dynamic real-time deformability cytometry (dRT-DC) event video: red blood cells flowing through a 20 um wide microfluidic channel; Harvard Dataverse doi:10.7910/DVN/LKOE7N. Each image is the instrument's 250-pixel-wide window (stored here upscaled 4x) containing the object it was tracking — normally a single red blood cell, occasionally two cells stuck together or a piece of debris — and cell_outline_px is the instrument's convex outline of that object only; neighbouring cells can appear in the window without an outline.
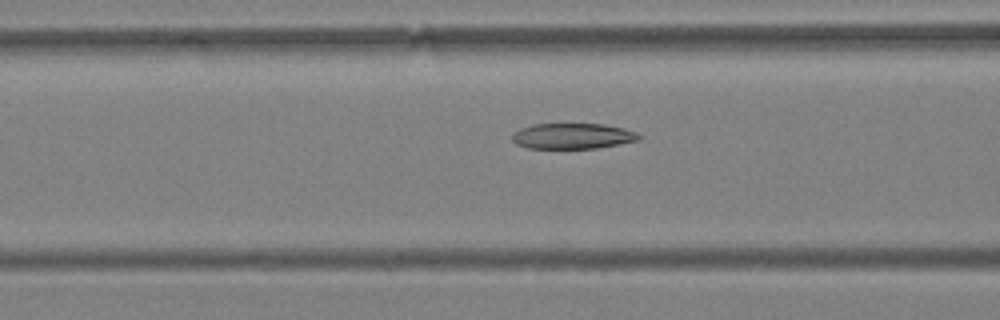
{"species": "Egyptian fruit bat (a non-hibernating species)", "species_latin": "Rousettus aegyptiacus", "temperature_condition": "warm", "stored_images_in_passage": 58, "camera_frame_rate_fps": 3000, "um_per_image_px": 0.085, "animal": {"sex": "female"}, "frame": {"image": 1, "passage_image": 24, "time_ms": 7.667, "image_size_px": [1000, 320], "cell_outline_px": [[640, 140], [596, 148], [528, 148], [516, 144], [512, 140], [512, 132], [520, 128], [532, 124], [604, 124], [624, 128], [636, 132], [640, 136]], "centroid_in_image_um": [48.64, 11.56], "position_along_channel_um": 118.0, "area_um2": 18.96}}
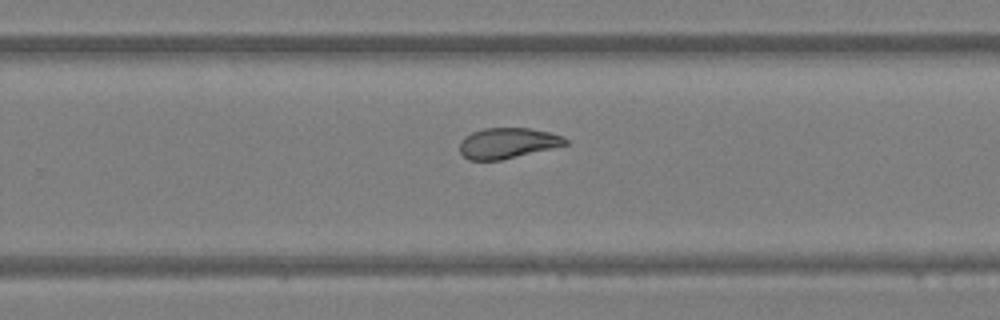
{"frame": {"image": 2, "passage_image": 38, "time_ms": 12.333, "image_size_px": [1000, 320], "cell_outline_px": [[568, 144], [552, 148], [500, 160], [468, 160], [460, 152], [460, 140], [464, 136], [472, 132], [484, 128], [528, 128], [552, 132], [564, 136], [568, 140]], "centroid_in_image_um": [43.15, 12.15], "position_along_channel_um": 286.7, "area_um2": 18.9}}
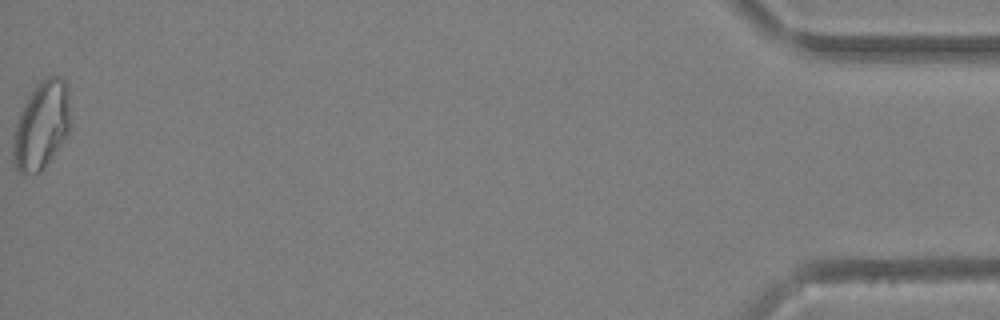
{"frame": {"image": 3, "passage_image": 58, "time_ms": 19.0, "image_size_px": [1000, 320], "cell_outline_px": [[72, 128], [44, 168], [40, 172], [20, 172], [16, 168], [12, 160], [12, 136], [16, 120], [28, 96], [36, 84], [40, 80], [48, 76], [60, 76], [68, 84]], "centroid_in_image_um": [3.54, 10.61], "position_along_channel_um": 431.7, "area_um2": 29.94}, "authors_computed_cell_mechanics": {"area_um2": 22.3686, "velocity_mm_per_s": 3.6236, "shape_relaxation_time_tau1_ms": null, "shape_relaxation_time_tau2_ms": 2.8451, "deformation_change_tau1": null, "deformation_change_tau2": 0.081}}